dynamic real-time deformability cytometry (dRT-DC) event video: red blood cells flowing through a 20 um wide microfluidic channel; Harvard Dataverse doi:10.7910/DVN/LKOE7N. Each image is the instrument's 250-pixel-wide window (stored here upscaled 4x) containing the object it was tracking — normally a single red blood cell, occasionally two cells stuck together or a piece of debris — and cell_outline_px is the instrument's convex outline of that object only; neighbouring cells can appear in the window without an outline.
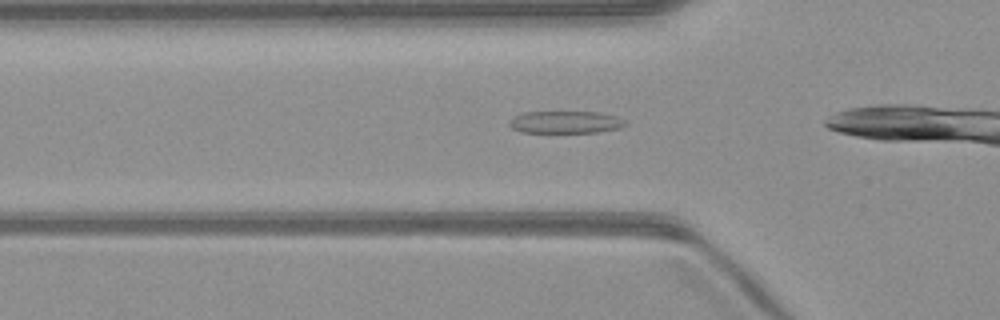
{"species": "common noctule bat (a hibernating species)", "species_latin": "Nyctalus noctula", "temperature_condition": "warm", "stored_images_in_passage": 28, "camera_frame_rate_fps": 3000, "um_per_image_px": 0.085, "animal": {"sex": "male", "body_mass_g": 23.1, "forearm_length_mm": 52.7}, "frame": {"image": 1, "passage_image": 5, "time_ms": 1.333, "image_size_px": [1000, 320], "cell_outline_px": [[628, 124], [620, 128], [596, 132], [520, 132], [512, 128], [508, 124], [508, 120], [524, 112], [600, 112], [616, 116], [628, 120]], "centroid_in_image_um": [48.1, 10.38], "position_along_channel_um": 77.7, "area_um2": 15.14}}
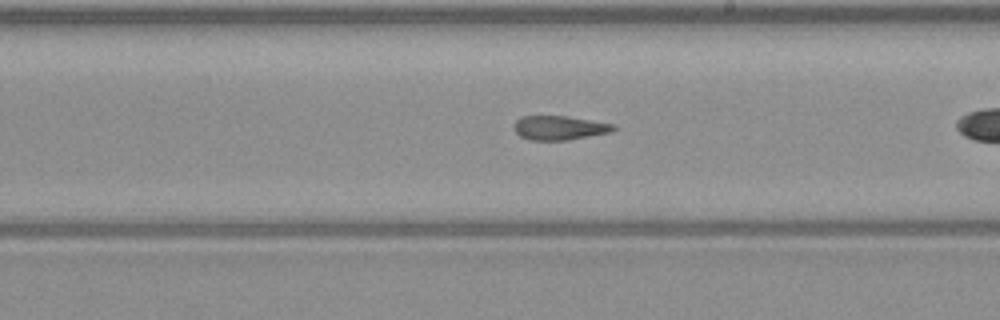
{"frame": {"image": 2, "passage_image": 17, "time_ms": 5.333, "image_size_px": [1000, 320], "cell_outline_px": [[616, 128], [612, 132], [568, 140], [528, 140], [520, 136], [512, 128], [516, 120], [520, 116], [568, 116], [616, 124]], "centroid_in_image_um": [47.55, 10.86], "position_along_channel_um": 241.4, "area_um2": 14.22}}
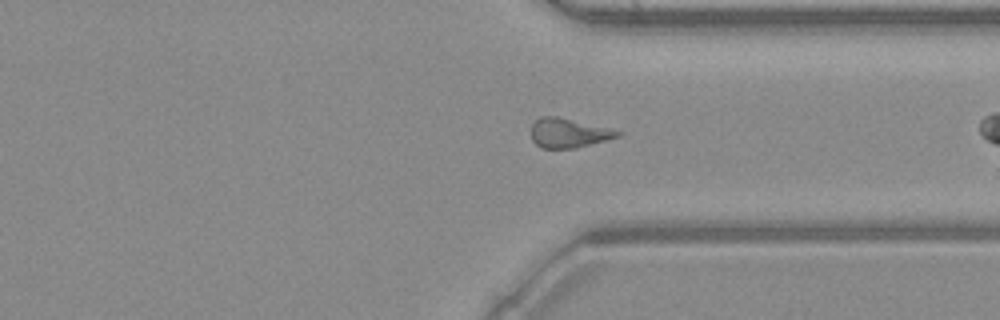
{"frame": {"image": 3, "passage_image": 26, "time_ms": 8.333, "image_size_px": [1000, 320], "cell_outline_px": [[624, 132], [620, 136], [576, 148], [540, 148], [532, 140], [532, 124], [540, 116], [556, 116], [608, 128]], "centroid_in_image_um": [48.31, 11.31], "position_along_channel_um": 363.1, "area_um2": 14.62}}